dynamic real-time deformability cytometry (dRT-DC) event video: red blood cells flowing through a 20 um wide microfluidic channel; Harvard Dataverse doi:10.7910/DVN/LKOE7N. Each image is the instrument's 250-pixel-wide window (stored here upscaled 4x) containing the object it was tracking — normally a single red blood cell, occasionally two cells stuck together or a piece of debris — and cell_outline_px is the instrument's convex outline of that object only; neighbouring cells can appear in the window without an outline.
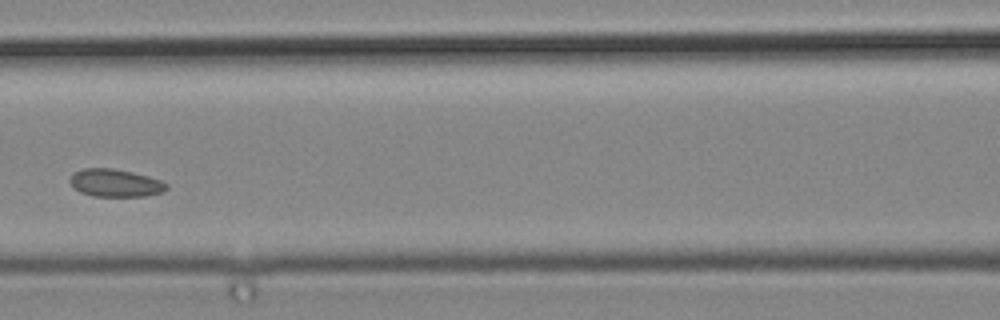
{"species": "common noctule bat (a hibernating species)", "species_latin": "Nyctalus noctula", "temperature_condition": "cold", "stored_images_in_passage": 5, "camera_frame_rate_fps": 3000, "um_per_image_px": 0.085, "animal": {"sex": "male", "body_mass_g": 19.2, "forearm_length_mm": 51.8}, "frame": {"image": 1, "passage_image": 4, "time_ms": 1.0, "image_size_px": [1000, 320], "cell_outline_px": [[168, 188], [164, 192], [148, 196], [92, 196], [80, 192], [68, 180], [72, 172], [84, 168], [112, 168], [132, 172], [148, 176], [160, 180], [168, 184]], "centroid_in_image_um": [9.81, 15.55], "position_along_channel_um": 156.8, "area_um2": 15.72}}
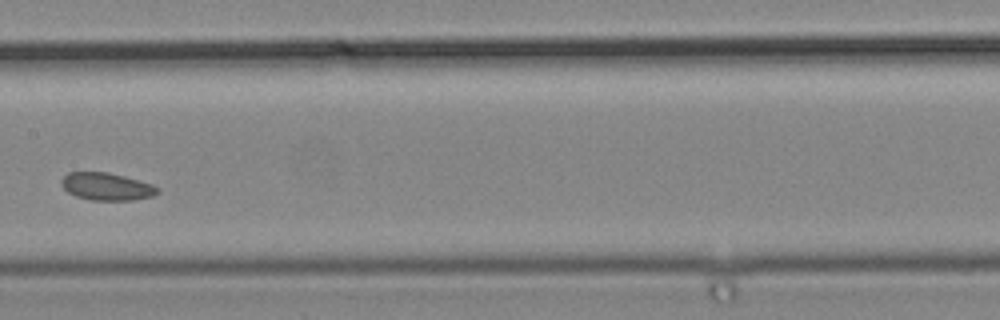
{"frame": {"image": 2, "passage_image": 5, "time_ms": 1.333, "image_size_px": [1000, 320], "cell_outline_px": [[160, 192], [152, 196], [132, 200], [92, 200], [76, 196], [68, 192], [60, 184], [60, 180], [68, 172], [108, 172], [124, 176], [152, 184], [160, 188]], "centroid_in_image_um": [9.07, 15.85], "position_along_channel_um": 198.3, "area_um2": 15.43}}